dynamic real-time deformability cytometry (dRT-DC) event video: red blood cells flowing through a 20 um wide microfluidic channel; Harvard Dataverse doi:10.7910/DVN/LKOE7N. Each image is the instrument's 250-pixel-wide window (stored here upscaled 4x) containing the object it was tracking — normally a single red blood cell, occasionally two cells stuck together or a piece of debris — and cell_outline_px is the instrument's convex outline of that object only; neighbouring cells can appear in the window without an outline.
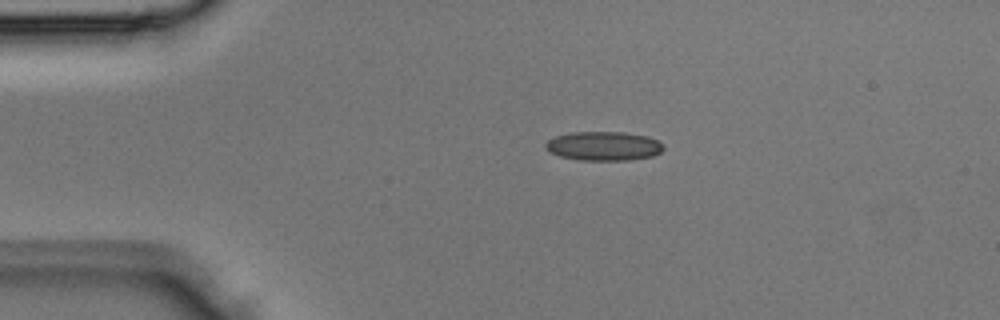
{"species": "Egyptian fruit bat (a non-hibernating species)", "species_latin": "Rousettus aegyptiacus", "temperature_condition": "room temperature", "stored_images_in_passage": 2, "camera_frame_rate_fps": 3000, "um_per_image_px": 0.085, "animal": {"sex": "male"}, "frame": {"image": 1, "passage_image": 1, "time_ms": 0.0, "image_size_px": [1000, 320], "cell_outline_px": [[664, 148], [660, 152], [652, 156], [628, 160], [576, 160], [560, 156], [548, 152], [544, 148], [544, 144], [548, 140], [556, 136], [572, 132], [624, 132], [648, 136], [664, 144]], "centroid_in_image_um": [51.28, 12.41], "position_along_channel_um": 33.7, "area_um2": 20.11}}